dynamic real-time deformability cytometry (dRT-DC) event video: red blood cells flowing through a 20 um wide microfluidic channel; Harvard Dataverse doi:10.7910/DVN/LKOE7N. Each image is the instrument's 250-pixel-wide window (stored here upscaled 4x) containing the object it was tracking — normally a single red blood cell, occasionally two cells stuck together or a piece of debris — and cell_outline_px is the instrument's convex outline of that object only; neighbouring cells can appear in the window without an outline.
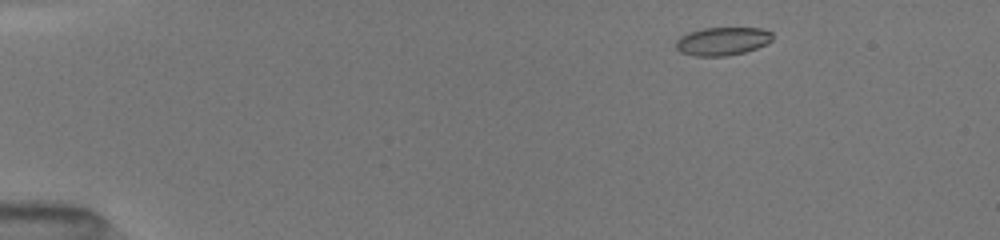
{"species": "common noctule bat (a hibernating species)", "species_latin": "Nyctalus noctula", "temperature_condition": "room temperature", "stored_images_in_passage": 47, "camera_frame_rate_fps": 3000, "um_per_image_px": 0.085, "animal": {"sex": "female", "body_mass_g": 19.5, "forearm_length_mm": 54.1}, "frame": {"image": 1, "passage_image": 3, "time_ms": 0.667, "image_size_px": [1000, 240], "cell_outline_px": [[772, 40], [768, 44], [744, 52], [728, 56], [696, 56], [680, 52], [676, 48], [676, 40], [680, 36], [688, 32], [704, 28], [764, 28], [772, 32]], "centroid_in_image_um": [61.42, 3.5], "position_along_channel_um": 23.6, "area_um2": 16.01}}
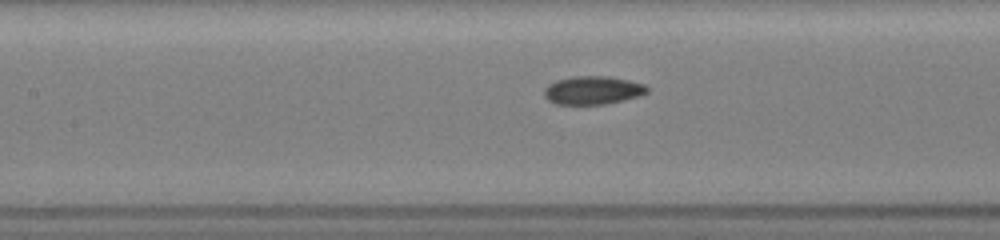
{"frame": {"image": 2, "passage_image": 20, "time_ms": 6.333, "image_size_px": [1000, 240], "cell_outline_px": [[648, 92], [640, 96], [624, 100], [604, 104], [556, 104], [548, 100], [544, 96], [544, 88], [548, 84], [556, 80], [572, 76], [608, 76], [628, 80], [644, 84], [648, 88]], "centroid_in_image_um": [50.37, 7.67], "position_along_channel_um": 157.0, "area_um2": 17.05}}
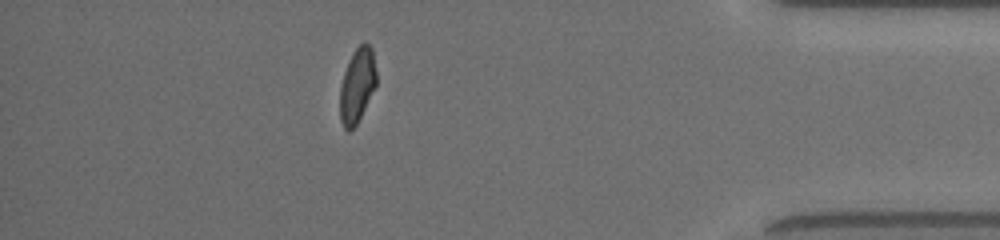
{"frame": {"image": 3, "passage_image": 41, "time_ms": 13.333, "image_size_px": [1000, 240], "cell_outline_px": [[376, 84], [356, 124], [348, 132], [344, 128], [340, 120], [340, 88], [344, 72], [348, 60], [352, 52], [364, 40], [372, 48], [376, 72]], "centroid_in_image_um": [30.34, 7.21], "position_along_channel_um": 404.9, "area_um2": 15.66}, "authors_computed_cell_mechanics": {"area_um2": 16.5308, "velocity_mm_per_s": 4.0638, "shape_relaxation_time_tau1_ms": 3.4284, "shape_relaxation_time_tau2_ms": 1.5963, "deformation_change_tau1": 0.1303, "deformation_change_tau2": 0.0644}}